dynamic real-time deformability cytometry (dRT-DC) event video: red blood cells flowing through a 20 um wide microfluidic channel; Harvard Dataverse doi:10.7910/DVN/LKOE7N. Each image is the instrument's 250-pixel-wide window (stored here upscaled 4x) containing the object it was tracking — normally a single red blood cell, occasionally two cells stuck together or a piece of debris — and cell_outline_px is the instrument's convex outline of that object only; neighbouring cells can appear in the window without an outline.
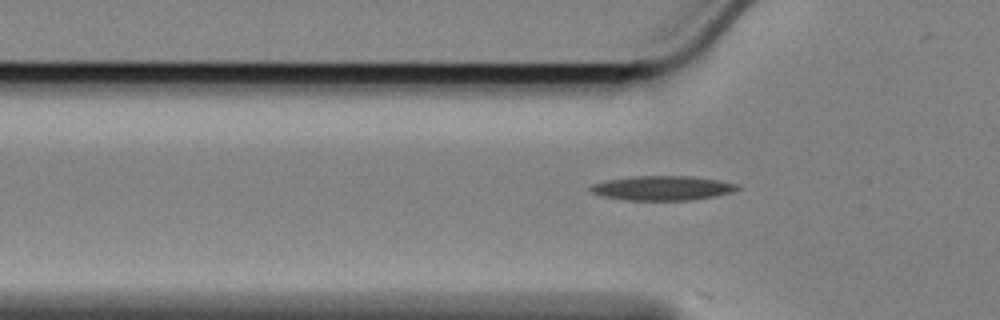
{"species": "Egyptian fruit bat (a non-hibernating species)", "species_latin": "Rousettus aegyptiacus", "temperature_condition": "cold", "stored_images_in_passage": 41, "camera_frame_rate_fps": 3000, "um_per_image_px": 0.085, "animal": {"sex": "female"}, "frame": {"image": 1, "passage_image": 6, "time_ms": 1.667, "image_size_px": [1000, 320], "cell_outline_px": [[740, 188], [732, 192], [712, 196], [688, 200], [628, 200], [604, 196], [592, 192], [588, 188], [592, 184], [608, 180], [632, 176], [692, 176], [740, 184]], "centroid_in_image_um": [56.3, 15.98], "position_along_channel_um": 69.5, "area_um2": 20.69}}
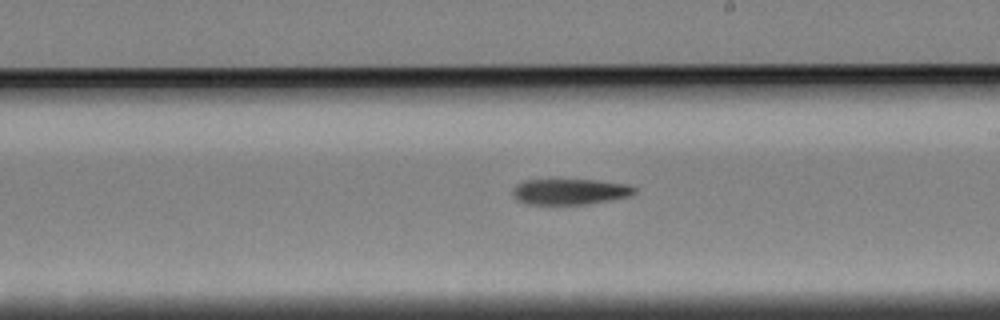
{"frame": {"image": 2, "passage_image": 21, "time_ms": 6.667, "image_size_px": [1000, 320], "cell_outline_px": [[636, 192], [628, 196], [608, 200], [584, 204], [524, 204], [516, 200], [512, 196], [512, 188], [516, 184], [524, 180], [596, 180], [628, 184], [636, 188]], "centroid_in_image_um": [48.38, 16.29], "position_along_channel_um": 240.6, "area_um2": 18.32}}
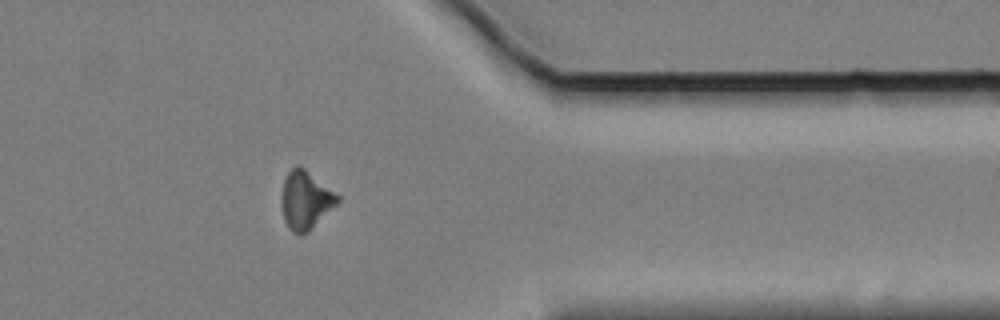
{"frame": {"image": 3, "passage_image": 35, "time_ms": 11.333, "image_size_px": [1000, 320], "cell_outline_px": [[340, 200], [308, 232], [300, 236], [292, 232], [288, 228], [284, 220], [280, 200], [280, 196], [284, 180], [288, 172], [296, 164], [300, 164], [340, 196]], "centroid_in_image_um": [25.94, 17.0], "position_along_channel_um": 385.5, "area_um2": 19.19}}